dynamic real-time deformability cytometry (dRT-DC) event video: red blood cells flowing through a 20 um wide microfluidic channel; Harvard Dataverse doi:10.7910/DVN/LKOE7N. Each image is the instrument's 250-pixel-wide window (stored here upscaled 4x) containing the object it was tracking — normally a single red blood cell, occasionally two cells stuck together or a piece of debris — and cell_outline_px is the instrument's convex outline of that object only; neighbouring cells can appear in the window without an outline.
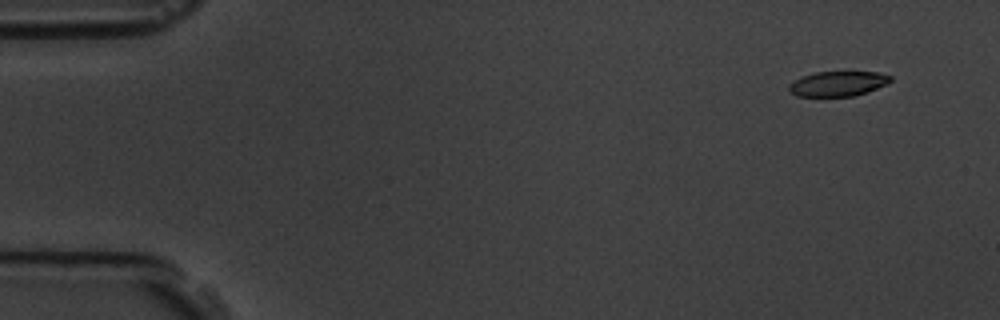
{"species": "common noctule bat (a hibernating species)", "species_latin": "Nyctalus noctula", "temperature_condition": "room temperature", "stored_images_in_passage": 5, "camera_frame_rate_fps": 3000, "um_per_image_px": 0.085, "animal": {"sex": "male", "body_mass_g": 19.5, "forearm_length_mm": 54.6}, "frame": {"image": 1, "passage_image": 2, "time_ms": 1.333, "image_size_px": [1000, 320], "cell_outline_px": [[892, 80], [888, 84], [868, 92], [852, 96], [796, 96], [788, 88], [788, 84], [792, 80], [800, 76], [816, 72], [880, 72], [892, 76]], "centroid_in_image_um": [71.23, 7.11], "position_along_channel_um": 13.8, "area_um2": 14.97}}